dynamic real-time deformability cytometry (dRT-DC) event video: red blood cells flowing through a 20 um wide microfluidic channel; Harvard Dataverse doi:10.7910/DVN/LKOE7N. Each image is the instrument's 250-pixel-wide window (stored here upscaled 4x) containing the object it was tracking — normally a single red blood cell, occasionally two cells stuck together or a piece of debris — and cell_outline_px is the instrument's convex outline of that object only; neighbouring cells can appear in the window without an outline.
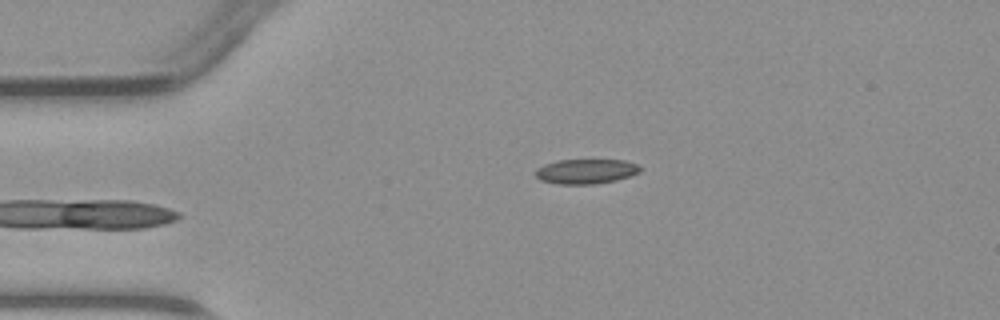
{"species": "common noctule bat (a hibernating species)", "species_latin": "Nyctalus noctula", "temperature_condition": "warm", "stored_images_in_passage": 2, "camera_frame_rate_fps": 3000, "um_per_image_px": 0.085, "animal": {"sex": "male", "body_mass_g": 23.1, "forearm_length_mm": 52.7}, "frame": {"image": 1, "passage_image": 2, "time_ms": 1.0, "image_size_px": [1000, 320], "cell_outline_px": [[640, 172], [616, 180], [592, 184], [560, 184], [540, 180], [536, 176], [536, 168], [544, 164], [556, 160], [624, 160], [636, 164], [640, 168]], "centroid_in_image_um": [49.77, 14.56], "position_along_channel_um": 35.2, "area_um2": 14.97}}